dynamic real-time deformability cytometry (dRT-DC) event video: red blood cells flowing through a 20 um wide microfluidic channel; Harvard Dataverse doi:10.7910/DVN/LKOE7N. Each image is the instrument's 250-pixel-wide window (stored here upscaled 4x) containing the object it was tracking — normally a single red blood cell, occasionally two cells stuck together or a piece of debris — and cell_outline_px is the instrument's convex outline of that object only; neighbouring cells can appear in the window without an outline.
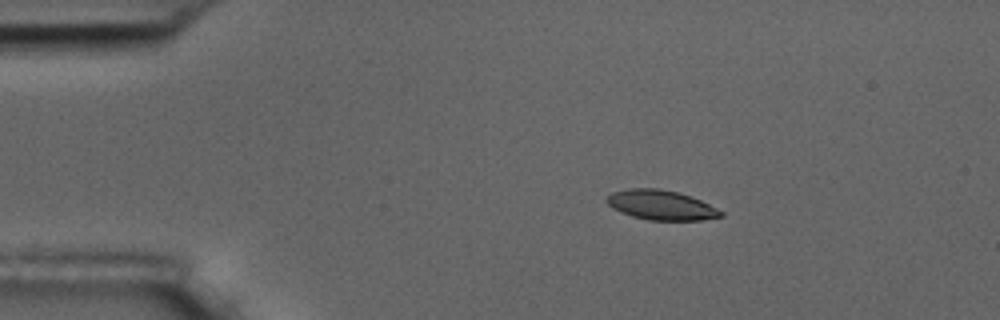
{"species": "common noctule bat (a hibernating species)", "species_latin": "Nyctalus noctula", "temperature_condition": "room temperature", "stored_images_in_passage": 5, "camera_frame_rate_fps": 3000, "um_per_image_px": 0.085, "animal": {"sex": "male", "body_mass_g": 17.5, "forearm_length_mm": 52.3}, "frame": {"image": 1, "passage_image": 3, "time_ms": 2.333, "image_size_px": [1000, 320], "cell_outline_px": [[724, 216], [700, 220], [648, 220], [632, 216], [612, 208], [604, 200], [612, 192], [628, 188], [660, 188], [676, 192], [700, 200], [724, 212]], "centroid_in_image_um": [56.16, 17.43], "position_along_channel_um": 28.8, "area_um2": 19.65}}